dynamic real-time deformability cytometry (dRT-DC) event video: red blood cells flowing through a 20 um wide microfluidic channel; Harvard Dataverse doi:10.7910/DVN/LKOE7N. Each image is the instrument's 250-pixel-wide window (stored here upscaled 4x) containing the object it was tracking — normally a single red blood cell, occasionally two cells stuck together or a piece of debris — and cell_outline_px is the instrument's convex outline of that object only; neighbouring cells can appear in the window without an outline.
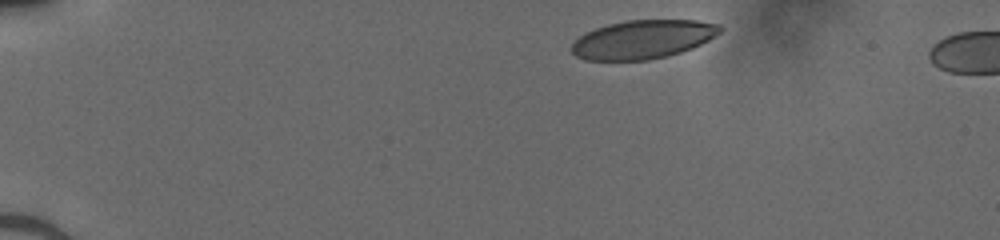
{"species": "human", "species_latin": "Homo sapiens", "temperature_condition": "cold", "stored_images_in_passage": 15, "camera_frame_rate_fps": 3000, "um_per_image_px": 0.085, "donor": {"sex": "male"}, "frame": {"image": 1, "passage_image": 1, "time_ms": 0.0, "image_size_px": [1000, 240], "cell_outline_px": [[724, 28], [720, 32], [708, 40], [692, 48], [668, 56], [648, 60], [584, 60], [576, 56], [568, 48], [572, 40], [584, 32], [608, 24], [628, 20], [696, 20], [720, 24]], "centroid_in_image_um": [54.59, 3.35], "position_along_channel_um": 30.4, "area_um2": 33.76}}
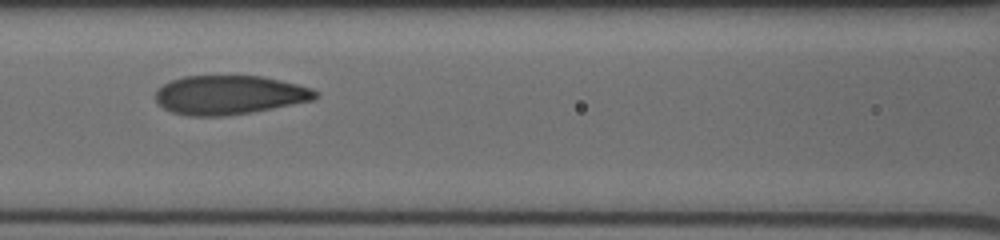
{"frame": {"image": 2, "passage_image": 12, "time_ms": 3.667, "image_size_px": [1000, 240], "cell_outline_px": [[320, 96], [312, 100], [272, 108], [248, 112], [220, 116], [192, 116], [172, 112], [164, 108], [156, 100], [156, 92], [164, 84], [172, 80], [184, 76], [260, 76], [280, 80], [312, 88]], "centroid_in_image_um": [19.49, 8.06], "position_along_channel_um": 147.1, "area_um2": 35.84}}
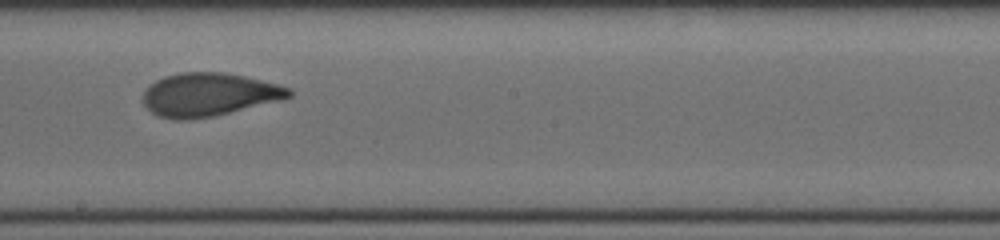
{"frame": {"image": 3, "passage_image": 14, "time_ms": 4.333, "image_size_px": [1000, 240], "cell_outline_px": [[292, 96], [284, 100], [212, 116], [188, 120], [172, 120], [156, 116], [144, 104], [144, 92], [156, 80], [164, 76], [180, 72], [224, 72], [244, 76], [292, 88]], "centroid_in_image_um": [17.77, 8.05], "position_along_channel_um": 230.4, "area_um2": 36.82}}